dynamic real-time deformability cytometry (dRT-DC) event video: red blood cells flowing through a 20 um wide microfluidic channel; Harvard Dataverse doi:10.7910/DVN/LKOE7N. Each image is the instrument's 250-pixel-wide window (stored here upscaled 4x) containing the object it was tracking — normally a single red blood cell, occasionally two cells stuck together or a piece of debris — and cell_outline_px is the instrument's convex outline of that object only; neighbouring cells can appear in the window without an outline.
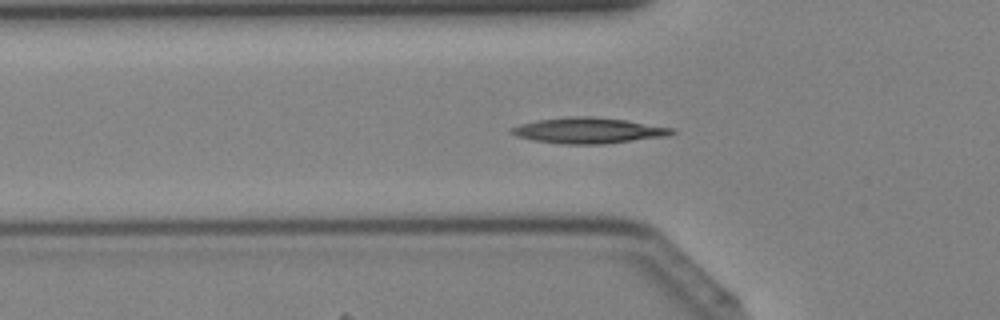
{"species": "Egyptian fruit bat (a non-hibernating species)", "species_latin": "Rousettus aegyptiacus", "temperature_condition": "cold", "stored_images_in_passage": 38, "camera_frame_rate_fps": 3000, "um_per_image_px": 0.085, "animal": {"sex": "female"}, "frame": {"image": 1, "passage_image": 10, "time_ms": 3.0, "image_size_px": [1000, 320], "cell_outline_px": [[676, 132], [668, 136], [604, 144], [564, 144], [532, 140], [516, 136], [508, 132], [512, 128], [520, 124], [536, 120], [568, 116], [592, 116], [624, 120], [676, 128]], "centroid_in_image_um": [50.02, 11.09], "position_along_channel_um": 75.8, "area_um2": 24.22}}
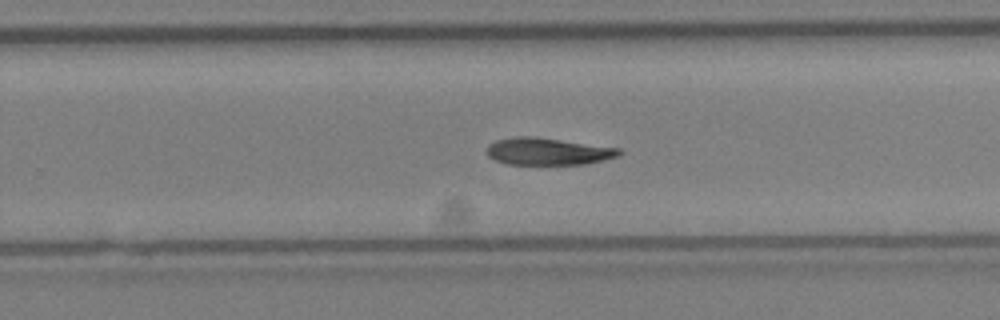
{"frame": {"image": 2, "passage_image": 23, "time_ms": 7.333, "image_size_px": [1000, 320], "cell_outline_px": [[624, 152], [620, 156], [584, 164], [508, 164], [496, 160], [488, 156], [488, 144], [496, 140], [516, 136], [532, 136], [620, 148]], "centroid_in_image_um": [46.6, 12.86], "position_along_channel_um": 283.2, "area_um2": 20.81}}
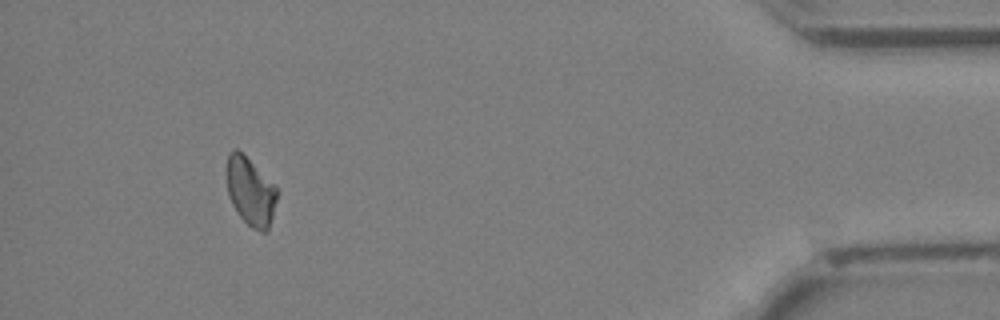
{"frame": {"image": 3, "passage_image": 35, "time_ms": 11.333, "image_size_px": [1000, 320], "cell_outline_px": [[276, 200], [268, 232], [260, 232], [252, 228], [240, 216], [232, 204], [228, 196], [228, 152], [232, 148], [236, 148], [276, 184]], "centroid_in_image_um": [21.31, 16.28], "position_along_channel_um": 413.9, "area_um2": 19.77}}